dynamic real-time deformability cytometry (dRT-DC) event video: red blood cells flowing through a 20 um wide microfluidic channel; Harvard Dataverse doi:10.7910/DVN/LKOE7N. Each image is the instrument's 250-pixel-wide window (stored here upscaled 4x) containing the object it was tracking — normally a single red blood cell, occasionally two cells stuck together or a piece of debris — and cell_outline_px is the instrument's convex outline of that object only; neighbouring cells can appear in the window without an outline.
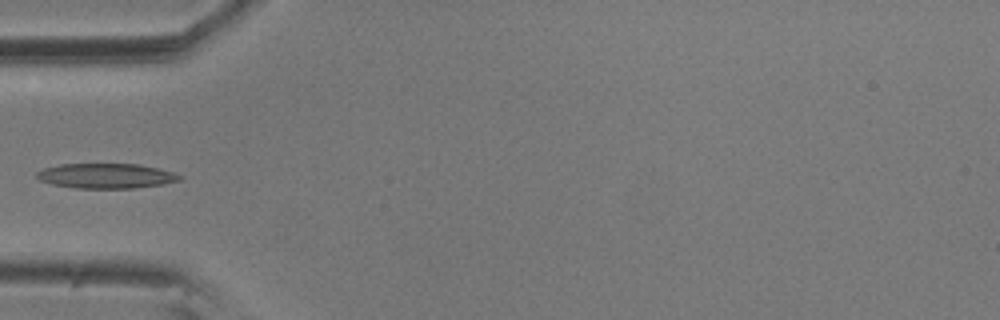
{"species": "common noctule bat (a hibernating species)", "species_latin": "Nyctalus noctula", "temperature_condition": "room temperature", "stored_images_in_passage": 7, "camera_frame_rate_fps": 3000, "um_per_image_px": 0.085, "animal": {"sex": "male", "body_mass_g": 20.5, "forearm_length_mm": 52.5}, "frame": {"image": 1, "passage_image": 6, "time_ms": 1.667, "image_size_px": [1000, 320], "cell_outline_px": [[184, 176], [180, 180], [160, 184], [136, 188], [76, 188], [52, 184], [40, 180], [36, 176], [36, 172], [44, 168], [60, 164], [140, 164], [172, 172]], "centroid_in_image_um": [9.0, 14.95], "position_along_channel_um": 76.0, "area_um2": 20.63}}
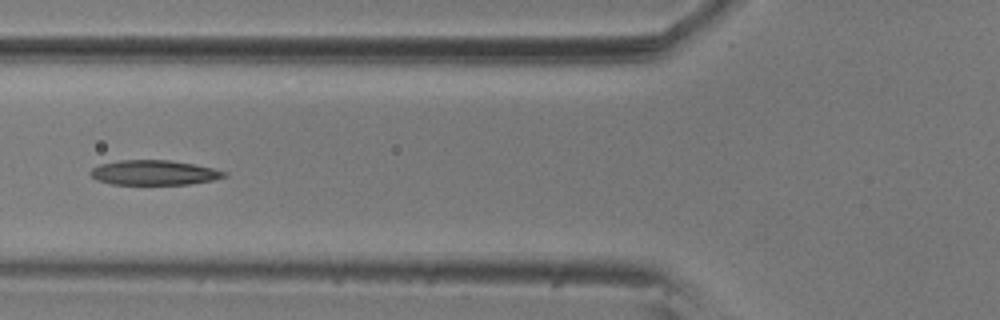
{"frame": {"image": 2, "passage_image": 7, "time_ms": 2.0, "image_size_px": [1000, 320], "cell_outline_px": [[228, 176], [212, 180], [188, 184], [112, 184], [96, 180], [88, 172], [92, 168], [100, 164], [120, 160], [168, 160], [192, 164], [212, 168], [228, 172]], "centroid_in_image_um": [13.08, 14.67], "position_along_channel_um": 112.7, "area_um2": 19.25}}